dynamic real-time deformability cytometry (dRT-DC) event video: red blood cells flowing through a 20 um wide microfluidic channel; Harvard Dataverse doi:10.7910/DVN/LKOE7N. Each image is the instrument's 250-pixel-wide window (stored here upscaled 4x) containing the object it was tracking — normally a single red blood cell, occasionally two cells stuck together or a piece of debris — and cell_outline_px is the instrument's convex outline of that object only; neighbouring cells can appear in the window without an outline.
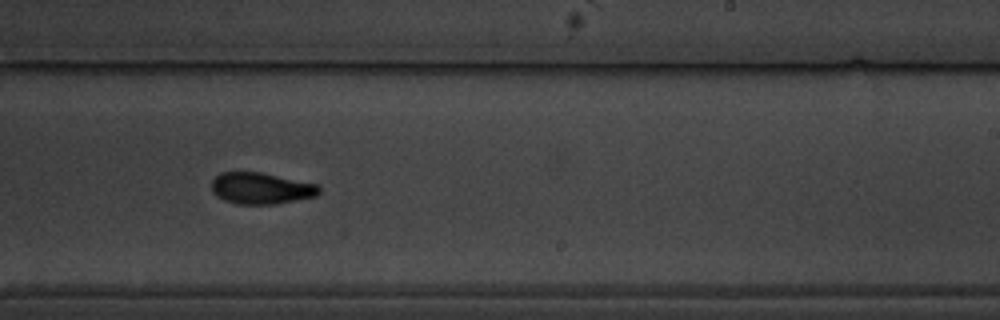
{"species": "common noctule bat (a hibernating species)", "species_latin": "Nyctalus noctula", "temperature_condition": "warm", "stored_images_in_passage": 12, "camera_frame_rate_fps": 3000, "um_per_image_px": 0.085, "animal": {"sex": "male", "body_mass_g": 19.5, "forearm_length_mm": 54.6}, "frame": {"image": 1, "passage_image": 7, "time_ms": 7.0, "image_size_px": [1000, 320], "cell_outline_px": [[320, 192], [316, 196], [276, 204], [236, 204], [224, 200], [216, 196], [212, 192], [212, 180], [220, 172], [260, 172], [316, 184], [320, 188]], "centroid_in_image_um": [22.16, 16.01], "position_along_channel_um": 266.8, "area_um2": 19.65}}
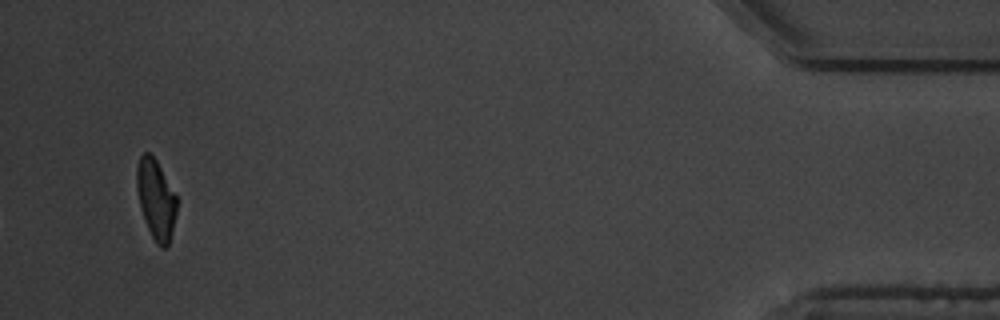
{"frame": {"image": 2, "passage_image": 12, "time_ms": 13.667, "image_size_px": [1000, 320], "cell_outline_px": [[176, 212], [168, 244], [164, 248], [160, 248], [156, 244], [148, 228], [140, 208], [136, 188], [136, 168], [140, 156], [144, 152], [148, 152], [156, 160], [176, 196]], "centroid_in_image_um": [13.22, 16.93], "position_along_channel_um": 422.0, "area_um2": 18.26}, "authors_computed_cell_mechanics": {"area_um2": 19.9121, "velocity_mm_per_s": 3.4132, "shape_relaxation_time_tau1_ms": 3.0544, "shape_relaxation_time_tau2_ms": 1.5957, "deformation_change_tau1": 0.1475, "deformation_change_tau2": 0.0698}}